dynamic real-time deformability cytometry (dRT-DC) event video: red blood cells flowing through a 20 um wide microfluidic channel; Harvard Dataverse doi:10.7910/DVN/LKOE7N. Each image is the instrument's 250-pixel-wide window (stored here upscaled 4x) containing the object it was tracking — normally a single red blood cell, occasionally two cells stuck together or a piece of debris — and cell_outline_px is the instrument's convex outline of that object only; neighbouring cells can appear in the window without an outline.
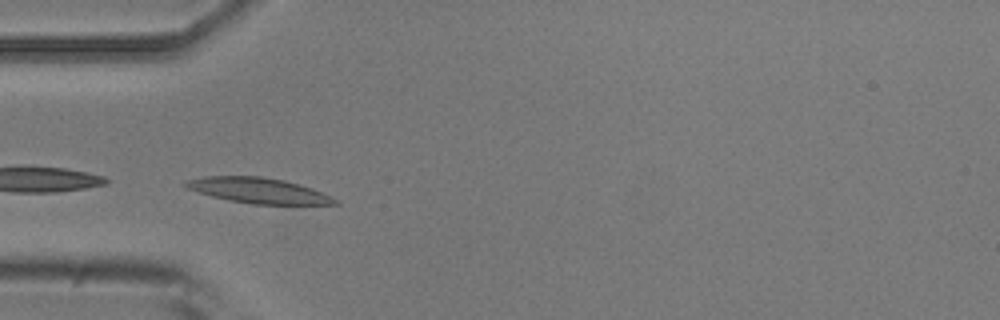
{"species": "common noctule bat (a hibernating species)", "species_latin": "Nyctalus noctula", "temperature_condition": "room temperature", "stored_images_in_passage": 5, "camera_frame_rate_fps": 3000, "um_per_image_px": 0.085, "animal": {"sex": "male", "body_mass_g": 20.5, "forearm_length_mm": 52.5}, "frame": {"image": 1, "passage_image": 4, "time_ms": 3.667, "image_size_px": [1000, 320], "cell_outline_px": [[340, 204], [252, 204], [212, 196], [188, 188], [180, 184], [184, 180], [204, 176], [260, 176], [284, 180], [300, 184], [312, 188], [332, 196]], "centroid_in_image_um": [21.95, 16.18], "position_along_channel_um": 63.1, "area_um2": 22.02}}